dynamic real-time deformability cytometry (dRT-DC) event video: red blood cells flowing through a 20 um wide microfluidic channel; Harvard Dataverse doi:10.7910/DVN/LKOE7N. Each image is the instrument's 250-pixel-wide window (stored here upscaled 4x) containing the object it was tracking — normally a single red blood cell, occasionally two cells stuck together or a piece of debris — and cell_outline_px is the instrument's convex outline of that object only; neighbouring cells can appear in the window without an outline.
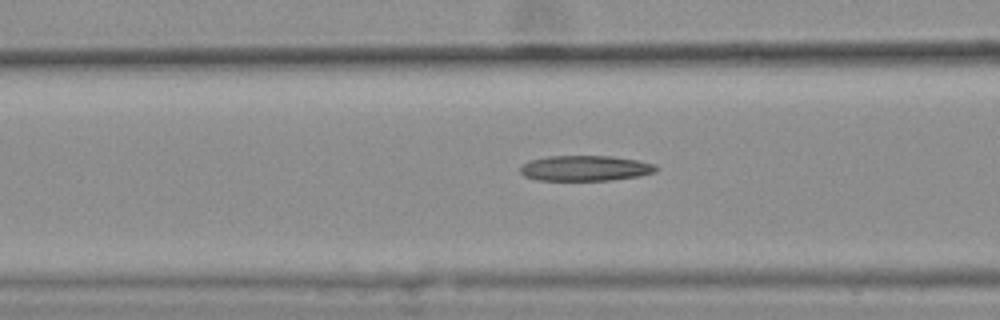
{"species": "common noctule bat (a hibernating species)", "species_latin": "Nyctalus noctula", "temperature_condition": "warm", "stored_images_in_passage": 49, "camera_frame_rate_fps": 3000, "um_per_image_px": 0.085, "animal": {"sex": "female", "body_mass_g": 25.1}, "frame": {"image": 1, "passage_image": 22, "time_ms": 7.0, "image_size_px": [1000, 320], "cell_outline_px": [[656, 172], [640, 176], [612, 180], [536, 180], [524, 176], [520, 172], [520, 168], [528, 160], [548, 156], [612, 156], [636, 160], [652, 164], [656, 168]], "centroid_in_image_um": [49.71, 14.3], "position_along_channel_um": 116.9, "area_um2": 20.06}, "authors_computed_cell_mechanics": {"area_um2": 20.4612, "velocity_mm_per_s": 3.6403, "shape_relaxation_time_tau1_ms": null, "shape_relaxation_time_tau2_ms": 6.322, "deformation_change_tau1": null, "deformation_change_tau2": 0.1865}}